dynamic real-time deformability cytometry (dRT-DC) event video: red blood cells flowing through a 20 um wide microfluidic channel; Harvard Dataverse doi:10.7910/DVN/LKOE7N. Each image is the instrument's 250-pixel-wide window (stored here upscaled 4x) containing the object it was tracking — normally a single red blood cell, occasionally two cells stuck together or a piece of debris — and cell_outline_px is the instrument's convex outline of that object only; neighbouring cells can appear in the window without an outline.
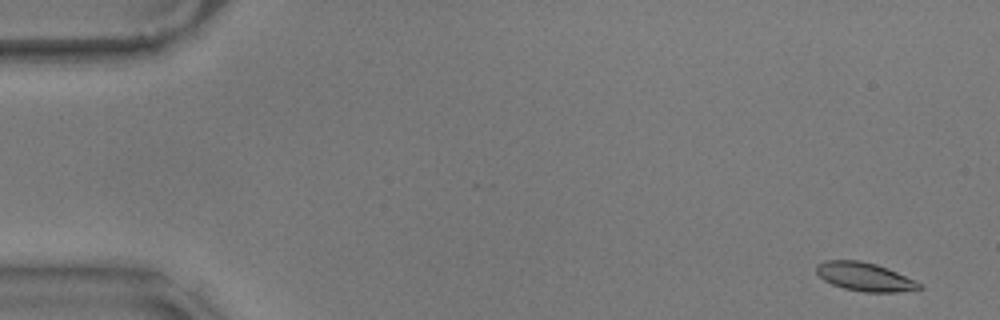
{"species": "common noctule bat (a hibernating species)", "species_latin": "Nyctalus noctula", "temperature_condition": "warm", "stored_images_in_passage": 29, "camera_frame_rate_fps": 3000, "um_per_image_px": 0.085, "animal": {"sex": "male", "body_mass_g": 17.9}, "frame": {"image": 1, "passage_image": 2, "time_ms": 0.333, "image_size_px": [1000, 320], "cell_outline_px": [[924, 288], [896, 292], [864, 292], [844, 288], [832, 284], [824, 280], [816, 272], [816, 264], [824, 260], [860, 260], [876, 264], [888, 268], [916, 280]], "centroid_in_image_um": [73.5, 23.51], "position_along_channel_um": 11.5, "area_um2": 17.17}}
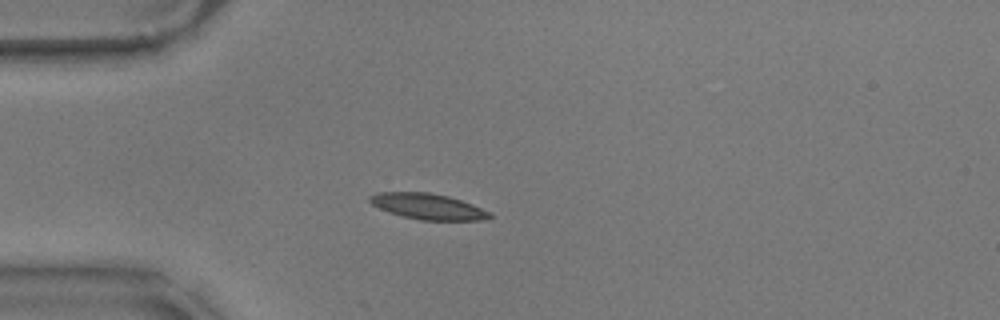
{"frame": {"image": 2, "passage_image": 15, "time_ms": 4.667, "image_size_px": [1000, 320], "cell_outline_px": [[492, 216], [480, 220], [420, 220], [388, 212], [372, 204], [368, 200], [368, 196], [376, 192], [428, 192], [448, 196], [472, 204], [488, 212]], "centroid_in_image_um": [36.3, 17.53], "position_along_channel_um": 48.7, "area_um2": 17.8}}
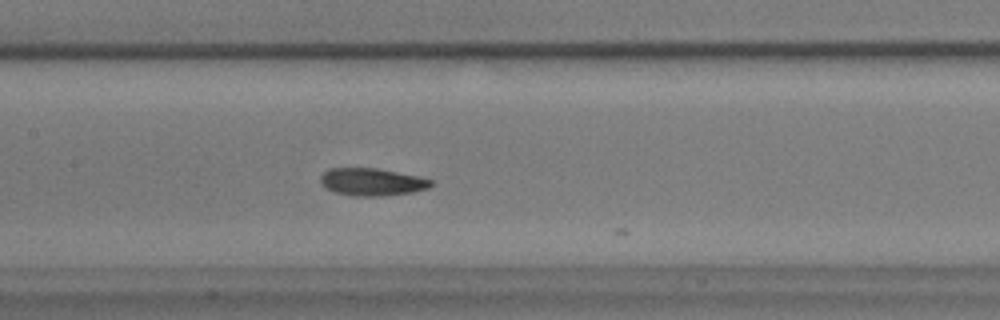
{"frame": {"image": 3, "passage_image": 27, "time_ms": 8.667, "image_size_px": [1000, 320], "cell_outline_px": [[432, 184], [428, 188], [412, 192], [380, 196], [352, 196], [332, 192], [324, 188], [320, 184], [320, 176], [328, 168], [376, 168], [416, 176], [432, 180]], "centroid_in_image_um": [31.53, 15.47], "position_along_channel_um": 175.9, "area_um2": 17.74}}